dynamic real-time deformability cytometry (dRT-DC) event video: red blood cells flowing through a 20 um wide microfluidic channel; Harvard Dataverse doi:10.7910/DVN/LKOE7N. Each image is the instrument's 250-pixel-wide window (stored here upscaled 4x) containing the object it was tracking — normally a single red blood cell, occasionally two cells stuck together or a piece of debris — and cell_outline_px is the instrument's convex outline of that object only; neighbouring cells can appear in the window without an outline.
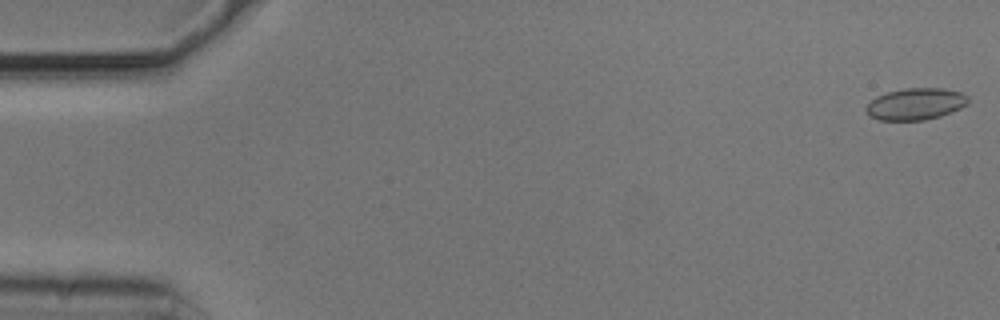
{"species": "common noctule bat (a hibernating species)", "species_latin": "Nyctalus noctula", "temperature_condition": "cold", "stored_images_in_passage": 9, "camera_frame_rate_fps": 3000, "um_per_image_px": 0.085, "animal": {"sex": "male", "body_mass_g": 20.5, "forearm_length_mm": 52.5}, "frame": {"image": 1, "passage_image": 1, "time_ms": 0.0, "image_size_px": [1000, 320], "cell_outline_px": [[968, 104], [960, 108], [940, 116], [924, 120], [880, 120], [868, 116], [864, 108], [876, 96], [888, 92], [904, 88], [944, 88], [960, 92], [968, 96]], "centroid_in_image_um": [77.81, 8.84], "position_along_channel_um": 7.2, "area_um2": 18.9}}